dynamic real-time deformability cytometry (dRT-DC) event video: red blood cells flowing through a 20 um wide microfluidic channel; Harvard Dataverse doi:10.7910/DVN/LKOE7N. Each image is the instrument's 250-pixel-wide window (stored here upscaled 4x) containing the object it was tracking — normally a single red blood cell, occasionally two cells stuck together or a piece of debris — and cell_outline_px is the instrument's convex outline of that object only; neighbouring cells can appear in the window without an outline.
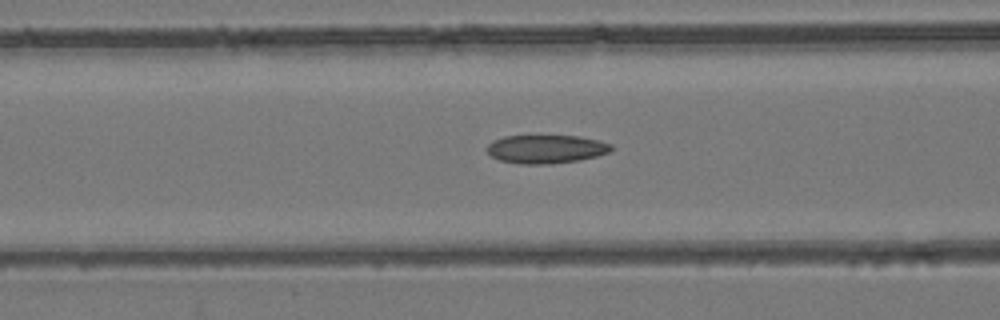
{"species": "common noctule bat (a hibernating species)", "species_latin": "Nyctalus noctula", "temperature_condition": "room temperature", "stored_images_in_passage": 24, "camera_frame_rate_fps": 3000, "um_per_image_px": 0.085, "animal": {"sex": "female", "body_mass_g": 24.6, "forearm_length_mm": 56.2}, "frame": {"image": 1, "passage_image": 9, "time_ms": 2.667, "image_size_px": [1000, 320], "cell_outline_px": [[616, 148], [608, 152], [596, 156], [580, 160], [548, 164], [520, 164], [500, 160], [492, 156], [484, 148], [492, 140], [504, 136], [580, 136], [600, 140], [612, 144]], "centroid_in_image_um": [46.43, 12.66], "position_along_channel_um": 120.2, "area_um2": 20.81}}
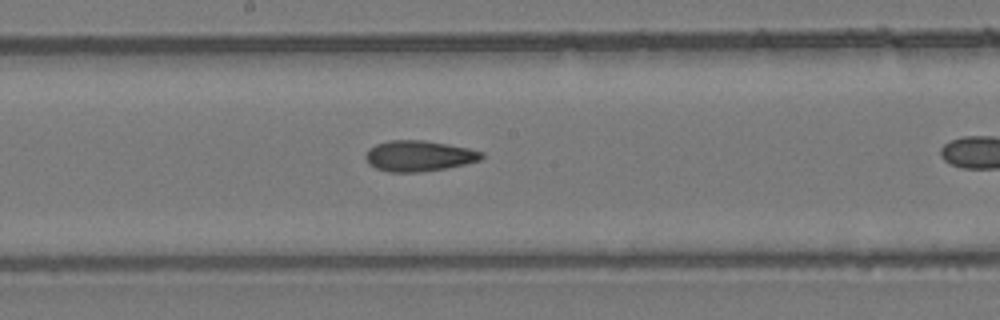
{"frame": {"image": 2, "passage_image": 16, "time_ms": 5.0, "image_size_px": [1000, 320], "cell_outline_px": [[484, 156], [480, 160], [448, 168], [420, 172], [392, 172], [376, 168], [368, 164], [364, 156], [368, 148], [376, 144], [388, 140], [424, 140], [468, 148], [484, 152]], "centroid_in_image_um": [35.58, 13.25], "position_along_channel_um": 212.6, "area_um2": 20.87}}
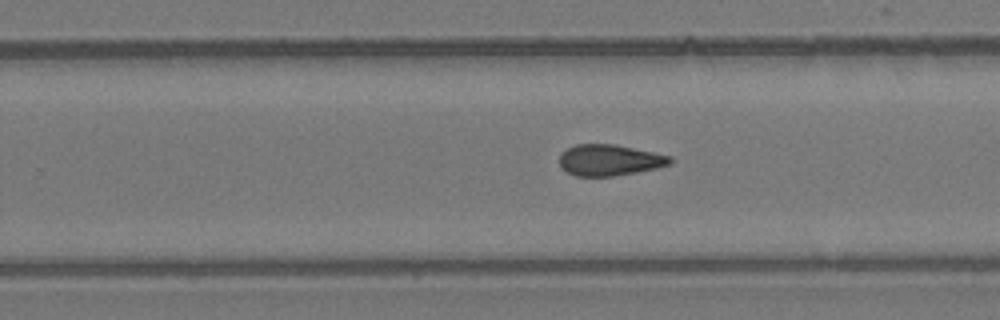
{"frame": {"image": 3, "passage_image": 21, "time_ms": 6.667, "image_size_px": [1000, 320], "cell_outline_px": [[672, 164], [656, 168], [636, 172], [612, 176], [576, 176], [560, 168], [560, 152], [576, 144], [616, 144], [672, 156]], "centroid_in_image_um": [51.81, 13.6], "position_along_channel_um": 278.0, "area_um2": 20.17}}